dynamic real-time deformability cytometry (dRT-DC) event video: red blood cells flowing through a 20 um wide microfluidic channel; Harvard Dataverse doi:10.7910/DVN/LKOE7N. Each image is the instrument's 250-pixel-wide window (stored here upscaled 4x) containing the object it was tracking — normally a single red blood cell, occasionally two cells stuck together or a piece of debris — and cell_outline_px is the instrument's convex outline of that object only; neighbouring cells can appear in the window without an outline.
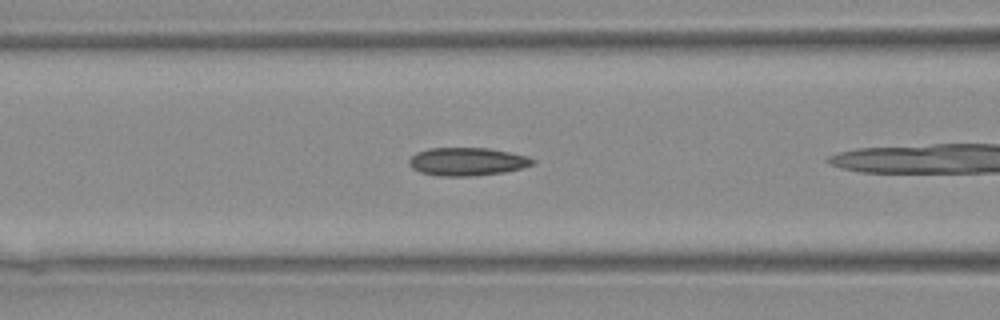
{"species": "Egyptian fruit bat (a non-hibernating species)", "species_latin": "Rousettus aegyptiacus", "temperature_condition": "warm", "stored_images_in_passage": 27, "camera_frame_rate_fps": 3000, "um_per_image_px": 0.085, "animal": {"sex": "female"}, "frame": {"image": 1, "passage_image": 5, "time_ms": 1.333, "image_size_px": [1000, 320], "cell_outline_px": [[536, 160], [532, 164], [520, 168], [504, 172], [468, 176], [440, 176], [420, 172], [412, 168], [408, 164], [408, 160], [416, 152], [428, 148], [488, 148], [528, 156]], "centroid_in_image_um": [39.67, 13.73], "position_along_channel_um": 126.9, "area_um2": 20.11}}
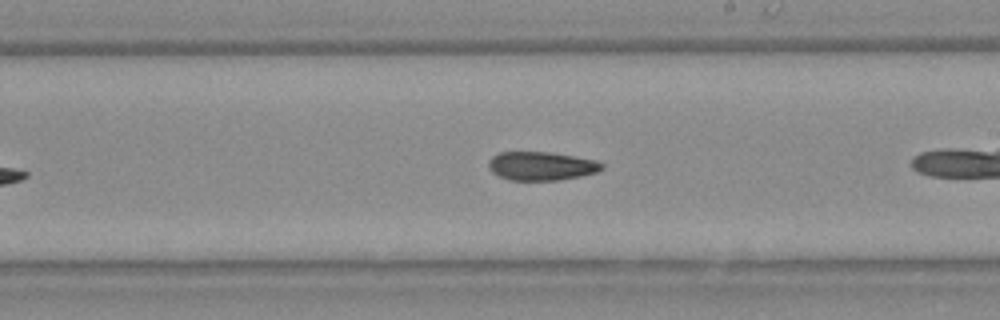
{"frame": {"image": 2, "passage_image": 12, "time_ms": 3.667, "image_size_px": [1000, 320], "cell_outline_px": [[604, 168], [596, 172], [580, 176], [556, 180], [508, 180], [492, 172], [488, 168], [488, 164], [492, 156], [500, 152], [548, 152], [596, 160], [604, 164]], "centroid_in_image_um": [46.0, 14.11], "position_along_channel_um": 243.0, "area_um2": 18.79}}